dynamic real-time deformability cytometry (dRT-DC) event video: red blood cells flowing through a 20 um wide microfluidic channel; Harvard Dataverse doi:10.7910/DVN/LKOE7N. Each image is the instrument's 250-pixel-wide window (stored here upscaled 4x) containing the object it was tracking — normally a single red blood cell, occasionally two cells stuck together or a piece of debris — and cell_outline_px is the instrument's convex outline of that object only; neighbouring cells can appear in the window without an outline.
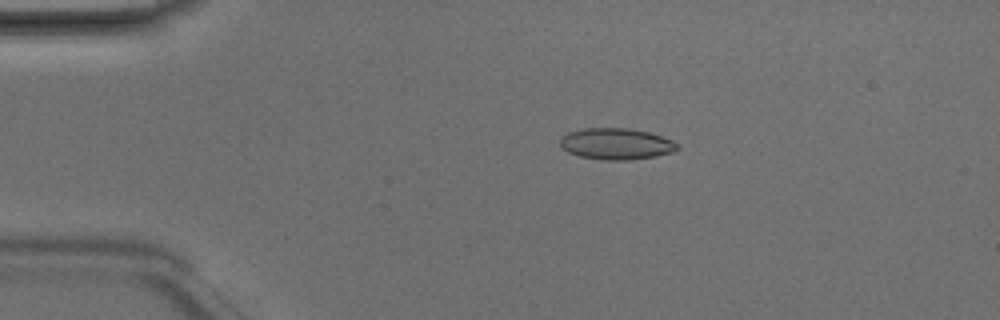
{"species": "Egyptian fruit bat (a non-hibernating species)", "species_latin": "Rousettus aegyptiacus", "temperature_condition": "room temperature", "stored_images_in_passage": 4, "camera_frame_rate_fps": 3000, "um_per_image_px": 0.085, "animal": {"sex": "male"}, "frame": {"image": 1, "passage_image": 3, "time_ms": 0.667, "image_size_px": [1000, 320], "cell_outline_px": [[680, 148], [672, 152], [656, 156], [628, 160], [604, 160], [580, 156], [568, 152], [560, 148], [560, 136], [568, 132], [584, 128], [628, 128], [648, 132], [672, 140], [680, 144]], "centroid_in_image_um": [52.36, 12.23], "position_along_channel_um": 32.6, "area_um2": 21.56}}